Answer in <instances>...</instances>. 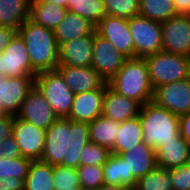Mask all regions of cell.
I'll return each mask as SVG.
<instances>
[{
    "label": "cell",
    "mask_w": 190,
    "mask_h": 190,
    "mask_svg": "<svg viewBox=\"0 0 190 190\" xmlns=\"http://www.w3.org/2000/svg\"><path fill=\"white\" fill-rule=\"evenodd\" d=\"M88 142V123L58 117L46 130L41 160L53 166L77 168L80 165V153Z\"/></svg>",
    "instance_id": "6da1fadb"
},
{
    "label": "cell",
    "mask_w": 190,
    "mask_h": 190,
    "mask_svg": "<svg viewBox=\"0 0 190 190\" xmlns=\"http://www.w3.org/2000/svg\"><path fill=\"white\" fill-rule=\"evenodd\" d=\"M29 52L32 69L38 74L56 70L59 46L54 30L43 27L27 19L17 30Z\"/></svg>",
    "instance_id": "7a4b0ae2"
},
{
    "label": "cell",
    "mask_w": 190,
    "mask_h": 190,
    "mask_svg": "<svg viewBox=\"0 0 190 190\" xmlns=\"http://www.w3.org/2000/svg\"><path fill=\"white\" fill-rule=\"evenodd\" d=\"M107 84L116 93L136 100L141 105L153 101L154 90L145 58H127L122 68Z\"/></svg>",
    "instance_id": "3957f363"
},
{
    "label": "cell",
    "mask_w": 190,
    "mask_h": 190,
    "mask_svg": "<svg viewBox=\"0 0 190 190\" xmlns=\"http://www.w3.org/2000/svg\"><path fill=\"white\" fill-rule=\"evenodd\" d=\"M143 142L155 151L180 136L179 116L151 101L141 106Z\"/></svg>",
    "instance_id": "277c9868"
},
{
    "label": "cell",
    "mask_w": 190,
    "mask_h": 190,
    "mask_svg": "<svg viewBox=\"0 0 190 190\" xmlns=\"http://www.w3.org/2000/svg\"><path fill=\"white\" fill-rule=\"evenodd\" d=\"M153 90L157 87L190 78V57L159 51L145 57Z\"/></svg>",
    "instance_id": "5b68a950"
},
{
    "label": "cell",
    "mask_w": 190,
    "mask_h": 190,
    "mask_svg": "<svg viewBox=\"0 0 190 190\" xmlns=\"http://www.w3.org/2000/svg\"><path fill=\"white\" fill-rule=\"evenodd\" d=\"M35 85L43 93L57 117L67 118L69 116L75 94L57 70L36 74Z\"/></svg>",
    "instance_id": "8992f818"
},
{
    "label": "cell",
    "mask_w": 190,
    "mask_h": 190,
    "mask_svg": "<svg viewBox=\"0 0 190 190\" xmlns=\"http://www.w3.org/2000/svg\"><path fill=\"white\" fill-rule=\"evenodd\" d=\"M128 23L134 44V57L145 58L162 51L161 23L141 15L131 17Z\"/></svg>",
    "instance_id": "52a82bcc"
},
{
    "label": "cell",
    "mask_w": 190,
    "mask_h": 190,
    "mask_svg": "<svg viewBox=\"0 0 190 190\" xmlns=\"http://www.w3.org/2000/svg\"><path fill=\"white\" fill-rule=\"evenodd\" d=\"M28 49L24 40L17 33L10 44L0 54V76L35 77Z\"/></svg>",
    "instance_id": "ba28073f"
},
{
    "label": "cell",
    "mask_w": 190,
    "mask_h": 190,
    "mask_svg": "<svg viewBox=\"0 0 190 190\" xmlns=\"http://www.w3.org/2000/svg\"><path fill=\"white\" fill-rule=\"evenodd\" d=\"M162 50L190 57V15L177 14L161 23Z\"/></svg>",
    "instance_id": "9c48e42d"
},
{
    "label": "cell",
    "mask_w": 190,
    "mask_h": 190,
    "mask_svg": "<svg viewBox=\"0 0 190 190\" xmlns=\"http://www.w3.org/2000/svg\"><path fill=\"white\" fill-rule=\"evenodd\" d=\"M153 102L179 117L187 114L190 112V78L157 87Z\"/></svg>",
    "instance_id": "30bf717a"
},
{
    "label": "cell",
    "mask_w": 190,
    "mask_h": 190,
    "mask_svg": "<svg viewBox=\"0 0 190 190\" xmlns=\"http://www.w3.org/2000/svg\"><path fill=\"white\" fill-rule=\"evenodd\" d=\"M127 57L120 53L106 38L94 31L91 67L108 82L122 68Z\"/></svg>",
    "instance_id": "8fae6325"
},
{
    "label": "cell",
    "mask_w": 190,
    "mask_h": 190,
    "mask_svg": "<svg viewBox=\"0 0 190 190\" xmlns=\"http://www.w3.org/2000/svg\"><path fill=\"white\" fill-rule=\"evenodd\" d=\"M96 32L106 38L127 58L134 57V44L128 19L106 15L95 27Z\"/></svg>",
    "instance_id": "7c38bea8"
},
{
    "label": "cell",
    "mask_w": 190,
    "mask_h": 190,
    "mask_svg": "<svg viewBox=\"0 0 190 190\" xmlns=\"http://www.w3.org/2000/svg\"><path fill=\"white\" fill-rule=\"evenodd\" d=\"M13 137L23 157L31 160H41L46 130L14 116Z\"/></svg>",
    "instance_id": "4fadbf2b"
},
{
    "label": "cell",
    "mask_w": 190,
    "mask_h": 190,
    "mask_svg": "<svg viewBox=\"0 0 190 190\" xmlns=\"http://www.w3.org/2000/svg\"><path fill=\"white\" fill-rule=\"evenodd\" d=\"M17 117L44 130L58 118L36 85L26 96Z\"/></svg>",
    "instance_id": "5bb4252c"
},
{
    "label": "cell",
    "mask_w": 190,
    "mask_h": 190,
    "mask_svg": "<svg viewBox=\"0 0 190 190\" xmlns=\"http://www.w3.org/2000/svg\"><path fill=\"white\" fill-rule=\"evenodd\" d=\"M34 86L35 77H5L0 90V103L4 112L17 116L26 96Z\"/></svg>",
    "instance_id": "9a60e30c"
},
{
    "label": "cell",
    "mask_w": 190,
    "mask_h": 190,
    "mask_svg": "<svg viewBox=\"0 0 190 190\" xmlns=\"http://www.w3.org/2000/svg\"><path fill=\"white\" fill-rule=\"evenodd\" d=\"M94 32L59 45L58 66L91 67Z\"/></svg>",
    "instance_id": "2e32d148"
},
{
    "label": "cell",
    "mask_w": 190,
    "mask_h": 190,
    "mask_svg": "<svg viewBox=\"0 0 190 190\" xmlns=\"http://www.w3.org/2000/svg\"><path fill=\"white\" fill-rule=\"evenodd\" d=\"M56 70L74 94L105 89L107 82L93 67L58 66Z\"/></svg>",
    "instance_id": "e0dca14e"
},
{
    "label": "cell",
    "mask_w": 190,
    "mask_h": 190,
    "mask_svg": "<svg viewBox=\"0 0 190 190\" xmlns=\"http://www.w3.org/2000/svg\"><path fill=\"white\" fill-rule=\"evenodd\" d=\"M105 89L91 90L75 94L69 113L71 121L91 123L102 115Z\"/></svg>",
    "instance_id": "ac0fdd59"
},
{
    "label": "cell",
    "mask_w": 190,
    "mask_h": 190,
    "mask_svg": "<svg viewBox=\"0 0 190 190\" xmlns=\"http://www.w3.org/2000/svg\"><path fill=\"white\" fill-rule=\"evenodd\" d=\"M141 106L136 100L116 93L108 84L106 85L102 116L122 123L127 119L139 116Z\"/></svg>",
    "instance_id": "d6986e66"
},
{
    "label": "cell",
    "mask_w": 190,
    "mask_h": 190,
    "mask_svg": "<svg viewBox=\"0 0 190 190\" xmlns=\"http://www.w3.org/2000/svg\"><path fill=\"white\" fill-rule=\"evenodd\" d=\"M119 155L127 162L128 175H133L136 180L157 166L156 151L144 142Z\"/></svg>",
    "instance_id": "ffe728a7"
},
{
    "label": "cell",
    "mask_w": 190,
    "mask_h": 190,
    "mask_svg": "<svg viewBox=\"0 0 190 190\" xmlns=\"http://www.w3.org/2000/svg\"><path fill=\"white\" fill-rule=\"evenodd\" d=\"M190 160V144L180 135L156 150V164L164 169L187 165Z\"/></svg>",
    "instance_id": "44dd1931"
},
{
    "label": "cell",
    "mask_w": 190,
    "mask_h": 190,
    "mask_svg": "<svg viewBox=\"0 0 190 190\" xmlns=\"http://www.w3.org/2000/svg\"><path fill=\"white\" fill-rule=\"evenodd\" d=\"M95 25L80 15L68 11L63 21L54 30L58 46L64 42L71 41L92 34Z\"/></svg>",
    "instance_id": "7402d4cb"
},
{
    "label": "cell",
    "mask_w": 190,
    "mask_h": 190,
    "mask_svg": "<svg viewBox=\"0 0 190 190\" xmlns=\"http://www.w3.org/2000/svg\"><path fill=\"white\" fill-rule=\"evenodd\" d=\"M31 0H0V26L18 30L30 17Z\"/></svg>",
    "instance_id": "603a6c76"
},
{
    "label": "cell",
    "mask_w": 190,
    "mask_h": 190,
    "mask_svg": "<svg viewBox=\"0 0 190 190\" xmlns=\"http://www.w3.org/2000/svg\"><path fill=\"white\" fill-rule=\"evenodd\" d=\"M67 12V8L53 3H42L37 0H31L29 19L43 27L55 30L63 21Z\"/></svg>",
    "instance_id": "cb8c5ba5"
},
{
    "label": "cell",
    "mask_w": 190,
    "mask_h": 190,
    "mask_svg": "<svg viewBox=\"0 0 190 190\" xmlns=\"http://www.w3.org/2000/svg\"><path fill=\"white\" fill-rule=\"evenodd\" d=\"M117 134L116 142L111 150L113 154L119 155L143 143V128L139 116L120 123Z\"/></svg>",
    "instance_id": "d4e9b609"
},
{
    "label": "cell",
    "mask_w": 190,
    "mask_h": 190,
    "mask_svg": "<svg viewBox=\"0 0 190 190\" xmlns=\"http://www.w3.org/2000/svg\"><path fill=\"white\" fill-rule=\"evenodd\" d=\"M102 167L104 184L135 187L137 180L128 175L127 162L120 155L112 153Z\"/></svg>",
    "instance_id": "484cf974"
},
{
    "label": "cell",
    "mask_w": 190,
    "mask_h": 190,
    "mask_svg": "<svg viewBox=\"0 0 190 190\" xmlns=\"http://www.w3.org/2000/svg\"><path fill=\"white\" fill-rule=\"evenodd\" d=\"M89 125L90 141L112 150L120 123L104 116L95 118Z\"/></svg>",
    "instance_id": "4316f807"
},
{
    "label": "cell",
    "mask_w": 190,
    "mask_h": 190,
    "mask_svg": "<svg viewBox=\"0 0 190 190\" xmlns=\"http://www.w3.org/2000/svg\"><path fill=\"white\" fill-rule=\"evenodd\" d=\"M53 172V165L42 160H33L24 180V190H55Z\"/></svg>",
    "instance_id": "83f0119b"
},
{
    "label": "cell",
    "mask_w": 190,
    "mask_h": 190,
    "mask_svg": "<svg viewBox=\"0 0 190 190\" xmlns=\"http://www.w3.org/2000/svg\"><path fill=\"white\" fill-rule=\"evenodd\" d=\"M178 13L173 0H140L139 15L163 23Z\"/></svg>",
    "instance_id": "f1b7e54d"
},
{
    "label": "cell",
    "mask_w": 190,
    "mask_h": 190,
    "mask_svg": "<svg viewBox=\"0 0 190 190\" xmlns=\"http://www.w3.org/2000/svg\"><path fill=\"white\" fill-rule=\"evenodd\" d=\"M67 9L95 26L107 15L103 0H68Z\"/></svg>",
    "instance_id": "f546056e"
},
{
    "label": "cell",
    "mask_w": 190,
    "mask_h": 190,
    "mask_svg": "<svg viewBox=\"0 0 190 190\" xmlns=\"http://www.w3.org/2000/svg\"><path fill=\"white\" fill-rule=\"evenodd\" d=\"M135 188L137 190H173L171 170L156 166L150 173L137 180Z\"/></svg>",
    "instance_id": "4dcf8cb0"
},
{
    "label": "cell",
    "mask_w": 190,
    "mask_h": 190,
    "mask_svg": "<svg viewBox=\"0 0 190 190\" xmlns=\"http://www.w3.org/2000/svg\"><path fill=\"white\" fill-rule=\"evenodd\" d=\"M106 14L130 19L140 12V0H103Z\"/></svg>",
    "instance_id": "1f68e13d"
},
{
    "label": "cell",
    "mask_w": 190,
    "mask_h": 190,
    "mask_svg": "<svg viewBox=\"0 0 190 190\" xmlns=\"http://www.w3.org/2000/svg\"><path fill=\"white\" fill-rule=\"evenodd\" d=\"M32 161L23 156L15 159L0 158V177H17L24 181Z\"/></svg>",
    "instance_id": "d6a6232c"
},
{
    "label": "cell",
    "mask_w": 190,
    "mask_h": 190,
    "mask_svg": "<svg viewBox=\"0 0 190 190\" xmlns=\"http://www.w3.org/2000/svg\"><path fill=\"white\" fill-rule=\"evenodd\" d=\"M79 184L87 190H96L104 184L102 165H79Z\"/></svg>",
    "instance_id": "836d02e7"
},
{
    "label": "cell",
    "mask_w": 190,
    "mask_h": 190,
    "mask_svg": "<svg viewBox=\"0 0 190 190\" xmlns=\"http://www.w3.org/2000/svg\"><path fill=\"white\" fill-rule=\"evenodd\" d=\"M111 150L93 142H88L80 153V165H103L110 155Z\"/></svg>",
    "instance_id": "e575fe53"
},
{
    "label": "cell",
    "mask_w": 190,
    "mask_h": 190,
    "mask_svg": "<svg viewBox=\"0 0 190 190\" xmlns=\"http://www.w3.org/2000/svg\"><path fill=\"white\" fill-rule=\"evenodd\" d=\"M53 182L55 190H64L70 187L79 186V178L76 168L54 166Z\"/></svg>",
    "instance_id": "d590c367"
},
{
    "label": "cell",
    "mask_w": 190,
    "mask_h": 190,
    "mask_svg": "<svg viewBox=\"0 0 190 190\" xmlns=\"http://www.w3.org/2000/svg\"><path fill=\"white\" fill-rule=\"evenodd\" d=\"M171 170L173 190H190V165H183Z\"/></svg>",
    "instance_id": "8d00e7d4"
},
{
    "label": "cell",
    "mask_w": 190,
    "mask_h": 190,
    "mask_svg": "<svg viewBox=\"0 0 190 190\" xmlns=\"http://www.w3.org/2000/svg\"><path fill=\"white\" fill-rule=\"evenodd\" d=\"M21 156L20 148L13 135L1 141L0 158L15 159Z\"/></svg>",
    "instance_id": "74e56055"
},
{
    "label": "cell",
    "mask_w": 190,
    "mask_h": 190,
    "mask_svg": "<svg viewBox=\"0 0 190 190\" xmlns=\"http://www.w3.org/2000/svg\"><path fill=\"white\" fill-rule=\"evenodd\" d=\"M14 128V116L5 115L0 118V143L3 139H6L13 135Z\"/></svg>",
    "instance_id": "f35d334b"
},
{
    "label": "cell",
    "mask_w": 190,
    "mask_h": 190,
    "mask_svg": "<svg viewBox=\"0 0 190 190\" xmlns=\"http://www.w3.org/2000/svg\"><path fill=\"white\" fill-rule=\"evenodd\" d=\"M0 190H24V181L17 177H0Z\"/></svg>",
    "instance_id": "ab89813d"
},
{
    "label": "cell",
    "mask_w": 190,
    "mask_h": 190,
    "mask_svg": "<svg viewBox=\"0 0 190 190\" xmlns=\"http://www.w3.org/2000/svg\"><path fill=\"white\" fill-rule=\"evenodd\" d=\"M17 34L16 29L0 26V54Z\"/></svg>",
    "instance_id": "60d3db41"
},
{
    "label": "cell",
    "mask_w": 190,
    "mask_h": 190,
    "mask_svg": "<svg viewBox=\"0 0 190 190\" xmlns=\"http://www.w3.org/2000/svg\"><path fill=\"white\" fill-rule=\"evenodd\" d=\"M180 135L190 144V112L179 117Z\"/></svg>",
    "instance_id": "b9f144b4"
},
{
    "label": "cell",
    "mask_w": 190,
    "mask_h": 190,
    "mask_svg": "<svg viewBox=\"0 0 190 190\" xmlns=\"http://www.w3.org/2000/svg\"><path fill=\"white\" fill-rule=\"evenodd\" d=\"M178 14L190 15V0H173Z\"/></svg>",
    "instance_id": "7bdbcfd3"
},
{
    "label": "cell",
    "mask_w": 190,
    "mask_h": 190,
    "mask_svg": "<svg viewBox=\"0 0 190 190\" xmlns=\"http://www.w3.org/2000/svg\"><path fill=\"white\" fill-rule=\"evenodd\" d=\"M96 190H129V188L125 186L103 184L100 188Z\"/></svg>",
    "instance_id": "ee69618b"
},
{
    "label": "cell",
    "mask_w": 190,
    "mask_h": 190,
    "mask_svg": "<svg viewBox=\"0 0 190 190\" xmlns=\"http://www.w3.org/2000/svg\"><path fill=\"white\" fill-rule=\"evenodd\" d=\"M37 1L42 3L50 2L63 8H67V3H68V0H37Z\"/></svg>",
    "instance_id": "f6af8a7d"
},
{
    "label": "cell",
    "mask_w": 190,
    "mask_h": 190,
    "mask_svg": "<svg viewBox=\"0 0 190 190\" xmlns=\"http://www.w3.org/2000/svg\"><path fill=\"white\" fill-rule=\"evenodd\" d=\"M64 190H87V189H85L81 185H79V186L70 187V188L64 189Z\"/></svg>",
    "instance_id": "bcb514c9"
},
{
    "label": "cell",
    "mask_w": 190,
    "mask_h": 190,
    "mask_svg": "<svg viewBox=\"0 0 190 190\" xmlns=\"http://www.w3.org/2000/svg\"><path fill=\"white\" fill-rule=\"evenodd\" d=\"M5 115H7V114L4 112L3 107L0 103V118L4 117Z\"/></svg>",
    "instance_id": "7dc6e473"
},
{
    "label": "cell",
    "mask_w": 190,
    "mask_h": 190,
    "mask_svg": "<svg viewBox=\"0 0 190 190\" xmlns=\"http://www.w3.org/2000/svg\"><path fill=\"white\" fill-rule=\"evenodd\" d=\"M5 76H0V90H1V83H3Z\"/></svg>",
    "instance_id": "c3c4849f"
},
{
    "label": "cell",
    "mask_w": 190,
    "mask_h": 190,
    "mask_svg": "<svg viewBox=\"0 0 190 190\" xmlns=\"http://www.w3.org/2000/svg\"><path fill=\"white\" fill-rule=\"evenodd\" d=\"M129 190H137L135 187L129 188Z\"/></svg>",
    "instance_id": "681fc988"
}]
</instances>
